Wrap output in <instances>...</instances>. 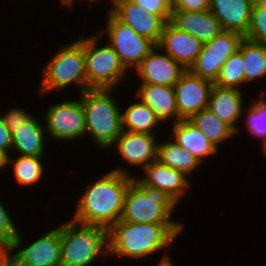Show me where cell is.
Returning <instances> with one entry per match:
<instances>
[{
  "mask_svg": "<svg viewBox=\"0 0 266 266\" xmlns=\"http://www.w3.org/2000/svg\"><path fill=\"white\" fill-rule=\"evenodd\" d=\"M182 223H132L119 220L108 229L109 257L142 260L164 251L159 262L171 259L169 249L182 232Z\"/></svg>",
  "mask_w": 266,
  "mask_h": 266,
  "instance_id": "obj_1",
  "label": "cell"
},
{
  "mask_svg": "<svg viewBox=\"0 0 266 266\" xmlns=\"http://www.w3.org/2000/svg\"><path fill=\"white\" fill-rule=\"evenodd\" d=\"M128 169L117 166L91 182L77 199L72 219L107 229L116 224L122 217L125 195L133 181Z\"/></svg>",
  "mask_w": 266,
  "mask_h": 266,
  "instance_id": "obj_2",
  "label": "cell"
},
{
  "mask_svg": "<svg viewBox=\"0 0 266 266\" xmlns=\"http://www.w3.org/2000/svg\"><path fill=\"white\" fill-rule=\"evenodd\" d=\"M81 35L69 44L58 46L53 56L45 61L40 72V96L49 95L55 90L61 92L72 85L77 88L78 94L87 90L84 31Z\"/></svg>",
  "mask_w": 266,
  "mask_h": 266,
  "instance_id": "obj_3",
  "label": "cell"
},
{
  "mask_svg": "<svg viewBox=\"0 0 266 266\" xmlns=\"http://www.w3.org/2000/svg\"><path fill=\"white\" fill-rule=\"evenodd\" d=\"M114 92L115 89H89L78 94L85 113L86 136L103 151L122 132L121 106Z\"/></svg>",
  "mask_w": 266,
  "mask_h": 266,
  "instance_id": "obj_4",
  "label": "cell"
},
{
  "mask_svg": "<svg viewBox=\"0 0 266 266\" xmlns=\"http://www.w3.org/2000/svg\"><path fill=\"white\" fill-rule=\"evenodd\" d=\"M60 233L61 266H92L103 255L109 256L105 227L61 219Z\"/></svg>",
  "mask_w": 266,
  "mask_h": 266,
  "instance_id": "obj_5",
  "label": "cell"
},
{
  "mask_svg": "<svg viewBox=\"0 0 266 266\" xmlns=\"http://www.w3.org/2000/svg\"><path fill=\"white\" fill-rule=\"evenodd\" d=\"M177 207L165 192L144 185L134 175L125 195L121 220L132 223H181L173 218Z\"/></svg>",
  "mask_w": 266,
  "mask_h": 266,
  "instance_id": "obj_6",
  "label": "cell"
},
{
  "mask_svg": "<svg viewBox=\"0 0 266 266\" xmlns=\"http://www.w3.org/2000/svg\"><path fill=\"white\" fill-rule=\"evenodd\" d=\"M85 68L87 90L89 89H117L125 82L130 73L121 63L114 49L107 43L103 44V38L98 32L85 36ZM101 40V42H100ZM101 45V46H100ZM119 85V86H118Z\"/></svg>",
  "mask_w": 266,
  "mask_h": 266,
  "instance_id": "obj_7",
  "label": "cell"
},
{
  "mask_svg": "<svg viewBox=\"0 0 266 266\" xmlns=\"http://www.w3.org/2000/svg\"><path fill=\"white\" fill-rule=\"evenodd\" d=\"M32 242L18 232L13 246L0 258L1 266H61L60 223ZM27 244L26 246L24 245ZM25 246V247H24Z\"/></svg>",
  "mask_w": 266,
  "mask_h": 266,
  "instance_id": "obj_8",
  "label": "cell"
},
{
  "mask_svg": "<svg viewBox=\"0 0 266 266\" xmlns=\"http://www.w3.org/2000/svg\"><path fill=\"white\" fill-rule=\"evenodd\" d=\"M106 27L97 30L103 39L114 49L124 67L130 71L156 46L151 40L138 35L131 27L119 21L111 12L105 14Z\"/></svg>",
  "mask_w": 266,
  "mask_h": 266,
  "instance_id": "obj_9",
  "label": "cell"
},
{
  "mask_svg": "<svg viewBox=\"0 0 266 266\" xmlns=\"http://www.w3.org/2000/svg\"><path fill=\"white\" fill-rule=\"evenodd\" d=\"M45 129L49 138L60 143L73 142L86 136L85 113L78 99L71 98L49 104L44 116Z\"/></svg>",
  "mask_w": 266,
  "mask_h": 266,
  "instance_id": "obj_10",
  "label": "cell"
},
{
  "mask_svg": "<svg viewBox=\"0 0 266 266\" xmlns=\"http://www.w3.org/2000/svg\"><path fill=\"white\" fill-rule=\"evenodd\" d=\"M244 39L239 33L223 31L211 41L203 44L196 62L189 69L194 75L211 81L217 80L224 62L235 53Z\"/></svg>",
  "mask_w": 266,
  "mask_h": 266,
  "instance_id": "obj_11",
  "label": "cell"
},
{
  "mask_svg": "<svg viewBox=\"0 0 266 266\" xmlns=\"http://www.w3.org/2000/svg\"><path fill=\"white\" fill-rule=\"evenodd\" d=\"M158 135L122 130L110 149H115L125 165L141 170L150 163L157 161Z\"/></svg>",
  "mask_w": 266,
  "mask_h": 266,
  "instance_id": "obj_12",
  "label": "cell"
},
{
  "mask_svg": "<svg viewBox=\"0 0 266 266\" xmlns=\"http://www.w3.org/2000/svg\"><path fill=\"white\" fill-rule=\"evenodd\" d=\"M213 83L185 70L173 86L179 116L189 119L193 114L207 108Z\"/></svg>",
  "mask_w": 266,
  "mask_h": 266,
  "instance_id": "obj_13",
  "label": "cell"
},
{
  "mask_svg": "<svg viewBox=\"0 0 266 266\" xmlns=\"http://www.w3.org/2000/svg\"><path fill=\"white\" fill-rule=\"evenodd\" d=\"M111 13L138 35L159 44L165 22L158 15L130 0H116Z\"/></svg>",
  "mask_w": 266,
  "mask_h": 266,
  "instance_id": "obj_14",
  "label": "cell"
},
{
  "mask_svg": "<svg viewBox=\"0 0 266 266\" xmlns=\"http://www.w3.org/2000/svg\"><path fill=\"white\" fill-rule=\"evenodd\" d=\"M134 71L140 83L174 86L185 69L155 46Z\"/></svg>",
  "mask_w": 266,
  "mask_h": 266,
  "instance_id": "obj_15",
  "label": "cell"
},
{
  "mask_svg": "<svg viewBox=\"0 0 266 266\" xmlns=\"http://www.w3.org/2000/svg\"><path fill=\"white\" fill-rule=\"evenodd\" d=\"M141 176L135 175L144 184L165 192L170 198L180 205L191 188V180L182 172L161 164L158 160L145 166ZM140 177V178H139Z\"/></svg>",
  "mask_w": 266,
  "mask_h": 266,
  "instance_id": "obj_16",
  "label": "cell"
},
{
  "mask_svg": "<svg viewBox=\"0 0 266 266\" xmlns=\"http://www.w3.org/2000/svg\"><path fill=\"white\" fill-rule=\"evenodd\" d=\"M157 46L185 70H189L196 62L203 43L168 21L163 27L161 39Z\"/></svg>",
  "mask_w": 266,
  "mask_h": 266,
  "instance_id": "obj_17",
  "label": "cell"
},
{
  "mask_svg": "<svg viewBox=\"0 0 266 266\" xmlns=\"http://www.w3.org/2000/svg\"><path fill=\"white\" fill-rule=\"evenodd\" d=\"M244 91L234 88H223L215 84L212 85L207 109L217 115L221 120L230 125L235 131L236 136L239 132L244 131L238 125L242 119V112L245 108ZM245 103V104H244ZM240 120V121H239Z\"/></svg>",
  "mask_w": 266,
  "mask_h": 266,
  "instance_id": "obj_18",
  "label": "cell"
},
{
  "mask_svg": "<svg viewBox=\"0 0 266 266\" xmlns=\"http://www.w3.org/2000/svg\"><path fill=\"white\" fill-rule=\"evenodd\" d=\"M134 96L142 103L148 105L158 119L165 124H174L182 118L179 116L176 105V96L173 86H163L147 83H139Z\"/></svg>",
  "mask_w": 266,
  "mask_h": 266,
  "instance_id": "obj_19",
  "label": "cell"
},
{
  "mask_svg": "<svg viewBox=\"0 0 266 266\" xmlns=\"http://www.w3.org/2000/svg\"><path fill=\"white\" fill-rule=\"evenodd\" d=\"M255 0H210V11L224 31L246 36Z\"/></svg>",
  "mask_w": 266,
  "mask_h": 266,
  "instance_id": "obj_20",
  "label": "cell"
},
{
  "mask_svg": "<svg viewBox=\"0 0 266 266\" xmlns=\"http://www.w3.org/2000/svg\"><path fill=\"white\" fill-rule=\"evenodd\" d=\"M170 22L177 28L193 35L203 44L224 31L210 10L204 12L172 10Z\"/></svg>",
  "mask_w": 266,
  "mask_h": 266,
  "instance_id": "obj_21",
  "label": "cell"
},
{
  "mask_svg": "<svg viewBox=\"0 0 266 266\" xmlns=\"http://www.w3.org/2000/svg\"><path fill=\"white\" fill-rule=\"evenodd\" d=\"M12 133L13 151L17 155L44 157L47 152L45 124L36 115Z\"/></svg>",
  "mask_w": 266,
  "mask_h": 266,
  "instance_id": "obj_22",
  "label": "cell"
},
{
  "mask_svg": "<svg viewBox=\"0 0 266 266\" xmlns=\"http://www.w3.org/2000/svg\"><path fill=\"white\" fill-rule=\"evenodd\" d=\"M168 136L191 153L201 164L208 161V157H214L219 152L204 134L199 131L188 119H181L171 124Z\"/></svg>",
  "mask_w": 266,
  "mask_h": 266,
  "instance_id": "obj_23",
  "label": "cell"
},
{
  "mask_svg": "<svg viewBox=\"0 0 266 266\" xmlns=\"http://www.w3.org/2000/svg\"><path fill=\"white\" fill-rule=\"evenodd\" d=\"M133 98H135L134 102L127 105L124 110L121 109L122 130L159 135L157 133L160 128L162 129L163 124L155 112L136 96Z\"/></svg>",
  "mask_w": 266,
  "mask_h": 266,
  "instance_id": "obj_24",
  "label": "cell"
},
{
  "mask_svg": "<svg viewBox=\"0 0 266 266\" xmlns=\"http://www.w3.org/2000/svg\"><path fill=\"white\" fill-rule=\"evenodd\" d=\"M162 141L161 139L158 142L157 160L167 167L182 172L190 179V176H192L195 171L199 170L198 168L201 167L202 164L168 135L166 139Z\"/></svg>",
  "mask_w": 266,
  "mask_h": 266,
  "instance_id": "obj_25",
  "label": "cell"
},
{
  "mask_svg": "<svg viewBox=\"0 0 266 266\" xmlns=\"http://www.w3.org/2000/svg\"><path fill=\"white\" fill-rule=\"evenodd\" d=\"M188 120L218 150L222 144L236 138V131L207 108L193 114Z\"/></svg>",
  "mask_w": 266,
  "mask_h": 266,
  "instance_id": "obj_26",
  "label": "cell"
},
{
  "mask_svg": "<svg viewBox=\"0 0 266 266\" xmlns=\"http://www.w3.org/2000/svg\"><path fill=\"white\" fill-rule=\"evenodd\" d=\"M16 158H12V157ZM9 156L8 167L11 168L14 182L21 188L35 186L45 176V157L26 155Z\"/></svg>",
  "mask_w": 266,
  "mask_h": 266,
  "instance_id": "obj_27",
  "label": "cell"
},
{
  "mask_svg": "<svg viewBox=\"0 0 266 266\" xmlns=\"http://www.w3.org/2000/svg\"><path fill=\"white\" fill-rule=\"evenodd\" d=\"M242 56L244 62V77L246 84L266 80V46L246 38L242 40ZM266 82V81H265Z\"/></svg>",
  "mask_w": 266,
  "mask_h": 266,
  "instance_id": "obj_28",
  "label": "cell"
},
{
  "mask_svg": "<svg viewBox=\"0 0 266 266\" xmlns=\"http://www.w3.org/2000/svg\"><path fill=\"white\" fill-rule=\"evenodd\" d=\"M223 88H234L243 91L245 87L244 62L242 56V41L239 49L224 62L219 76L214 83Z\"/></svg>",
  "mask_w": 266,
  "mask_h": 266,
  "instance_id": "obj_29",
  "label": "cell"
},
{
  "mask_svg": "<svg viewBox=\"0 0 266 266\" xmlns=\"http://www.w3.org/2000/svg\"><path fill=\"white\" fill-rule=\"evenodd\" d=\"M262 91L258 98L255 97L256 100L255 98L251 99V102L247 104L248 107L243 109L241 117V119L245 118L246 132L248 131L250 136L258 137L260 140L266 139V93L264 94Z\"/></svg>",
  "mask_w": 266,
  "mask_h": 266,
  "instance_id": "obj_30",
  "label": "cell"
},
{
  "mask_svg": "<svg viewBox=\"0 0 266 266\" xmlns=\"http://www.w3.org/2000/svg\"><path fill=\"white\" fill-rule=\"evenodd\" d=\"M3 200H0V258L13 246L14 240L20 232L15 224L14 217L10 214V210H7V206H4Z\"/></svg>",
  "mask_w": 266,
  "mask_h": 266,
  "instance_id": "obj_31",
  "label": "cell"
},
{
  "mask_svg": "<svg viewBox=\"0 0 266 266\" xmlns=\"http://www.w3.org/2000/svg\"><path fill=\"white\" fill-rule=\"evenodd\" d=\"M266 46V8L254 2L248 32L244 37Z\"/></svg>",
  "mask_w": 266,
  "mask_h": 266,
  "instance_id": "obj_32",
  "label": "cell"
},
{
  "mask_svg": "<svg viewBox=\"0 0 266 266\" xmlns=\"http://www.w3.org/2000/svg\"><path fill=\"white\" fill-rule=\"evenodd\" d=\"M149 12L158 15L165 23L171 18V0H130Z\"/></svg>",
  "mask_w": 266,
  "mask_h": 266,
  "instance_id": "obj_33",
  "label": "cell"
},
{
  "mask_svg": "<svg viewBox=\"0 0 266 266\" xmlns=\"http://www.w3.org/2000/svg\"><path fill=\"white\" fill-rule=\"evenodd\" d=\"M6 112L0 113V116L11 132L18 129L33 116L27 109L22 107H12Z\"/></svg>",
  "mask_w": 266,
  "mask_h": 266,
  "instance_id": "obj_34",
  "label": "cell"
},
{
  "mask_svg": "<svg viewBox=\"0 0 266 266\" xmlns=\"http://www.w3.org/2000/svg\"><path fill=\"white\" fill-rule=\"evenodd\" d=\"M210 9V0H171V10L204 12Z\"/></svg>",
  "mask_w": 266,
  "mask_h": 266,
  "instance_id": "obj_35",
  "label": "cell"
},
{
  "mask_svg": "<svg viewBox=\"0 0 266 266\" xmlns=\"http://www.w3.org/2000/svg\"><path fill=\"white\" fill-rule=\"evenodd\" d=\"M0 150L9 156L13 151L12 133L5 125L3 118L0 116ZM11 152V153H10Z\"/></svg>",
  "mask_w": 266,
  "mask_h": 266,
  "instance_id": "obj_36",
  "label": "cell"
},
{
  "mask_svg": "<svg viewBox=\"0 0 266 266\" xmlns=\"http://www.w3.org/2000/svg\"><path fill=\"white\" fill-rule=\"evenodd\" d=\"M79 1V0H78ZM81 1H83V0H80L79 2H81ZM103 0H84V2H87L86 4H89L88 5V8H89V10L91 9V6H93V3L95 4V2H96V4L95 5H98V3H100V2H102ZM115 1L116 0H109V2H110V5H109V7H108V9L107 10H105V11H107V12H111L112 11V9H113V7H114V4H115ZM89 2V3H88ZM98 2V3H97ZM103 2H105V0L103 1ZM107 2H108V0H107ZM76 0H73L67 7H68V9H70V8H72L74 5L76 6Z\"/></svg>",
  "mask_w": 266,
  "mask_h": 266,
  "instance_id": "obj_37",
  "label": "cell"
},
{
  "mask_svg": "<svg viewBox=\"0 0 266 266\" xmlns=\"http://www.w3.org/2000/svg\"><path fill=\"white\" fill-rule=\"evenodd\" d=\"M9 164V155L0 150V170L7 168Z\"/></svg>",
  "mask_w": 266,
  "mask_h": 266,
  "instance_id": "obj_38",
  "label": "cell"
},
{
  "mask_svg": "<svg viewBox=\"0 0 266 266\" xmlns=\"http://www.w3.org/2000/svg\"><path fill=\"white\" fill-rule=\"evenodd\" d=\"M172 261H173V260H172V258H171V259H168V260H166V261L159 262V263L157 264V266H174L175 263L172 262Z\"/></svg>",
  "mask_w": 266,
  "mask_h": 266,
  "instance_id": "obj_39",
  "label": "cell"
},
{
  "mask_svg": "<svg viewBox=\"0 0 266 266\" xmlns=\"http://www.w3.org/2000/svg\"><path fill=\"white\" fill-rule=\"evenodd\" d=\"M260 144H261V148L259 150L262 149L261 150V152H262L261 155L265 156V158H266V139L261 140Z\"/></svg>",
  "mask_w": 266,
  "mask_h": 266,
  "instance_id": "obj_40",
  "label": "cell"
},
{
  "mask_svg": "<svg viewBox=\"0 0 266 266\" xmlns=\"http://www.w3.org/2000/svg\"><path fill=\"white\" fill-rule=\"evenodd\" d=\"M59 3H61V5H63L62 7H66L73 1V0H58Z\"/></svg>",
  "mask_w": 266,
  "mask_h": 266,
  "instance_id": "obj_41",
  "label": "cell"
},
{
  "mask_svg": "<svg viewBox=\"0 0 266 266\" xmlns=\"http://www.w3.org/2000/svg\"><path fill=\"white\" fill-rule=\"evenodd\" d=\"M255 2L263 8H266V0H255Z\"/></svg>",
  "mask_w": 266,
  "mask_h": 266,
  "instance_id": "obj_42",
  "label": "cell"
}]
</instances>
